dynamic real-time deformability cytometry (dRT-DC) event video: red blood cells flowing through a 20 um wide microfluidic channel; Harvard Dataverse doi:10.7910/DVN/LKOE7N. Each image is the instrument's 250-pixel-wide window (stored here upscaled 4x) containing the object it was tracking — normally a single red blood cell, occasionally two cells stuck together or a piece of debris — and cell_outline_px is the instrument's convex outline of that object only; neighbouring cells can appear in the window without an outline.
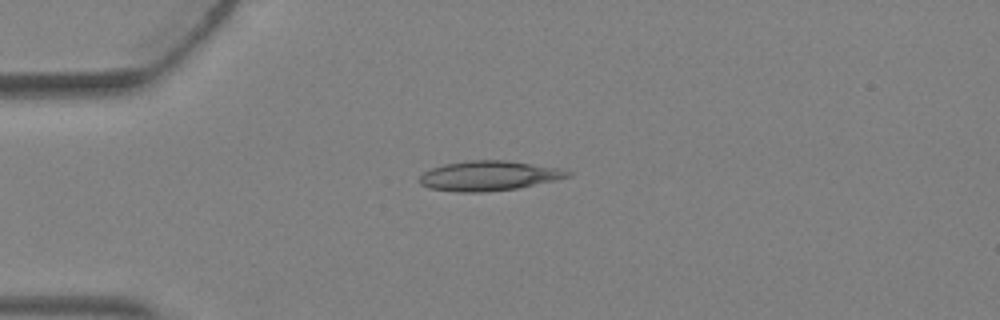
{"species": "Egyptian fruit bat (a non-hibernating species)", "species_latin": "Rousettus aegyptiacus", "temperature_condition": "warm", "stored_images_in_passage": 3, "camera_frame_rate_fps": 3000, "um_per_image_px": 0.085, "animal": {"sex": "female"}, "frame": {"image": 1, "passage_image": 3, "time_ms": 0.667, "image_size_px": [1000, 320], "cell_outline_px": [[572, 176], [556, 180], [516, 188], [484, 192], [456, 192], [428, 188], [420, 184], [420, 176], [424, 172], [432, 168], [444, 164], [472, 160], [508, 160], [560, 168], [572, 172]], "centroid_in_image_um": [41.56, 14.94], "position_along_channel_um": 43.4, "area_um2": 25.72}}